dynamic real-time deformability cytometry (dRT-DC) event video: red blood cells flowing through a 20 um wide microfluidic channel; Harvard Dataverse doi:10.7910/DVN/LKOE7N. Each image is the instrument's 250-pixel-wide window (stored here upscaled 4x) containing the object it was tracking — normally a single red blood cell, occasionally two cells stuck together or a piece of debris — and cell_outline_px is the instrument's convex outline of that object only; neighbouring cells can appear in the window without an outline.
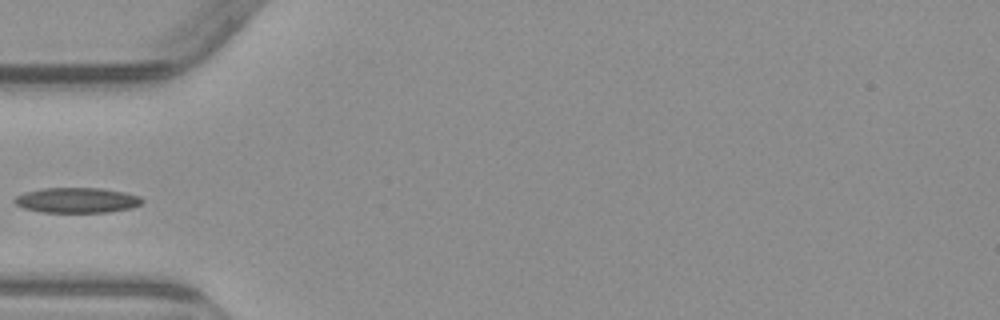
{"species": "common noctule bat (a hibernating species)", "species_latin": "Nyctalus noctula", "temperature_condition": "warm", "stored_images_in_passage": 4, "camera_frame_rate_fps": 3000, "um_per_image_px": 0.085, "animal": {"sex": "male", "body_mass_g": 23.1, "forearm_length_mm": 52.7}, "frame": {"image": 1, "passage_image": 4, "time_ms": 3.667, "image_size_px": [1000, 320], "cell_outline_px": [[144, 200], [140, 204], [132, 208], [108, 212], [40, 212], [24, 208], [16, 204], [12, 200], [16, 196], [24, 192], [44, 188], [100, 188], [124, 192], [140, 196]], "centroid_in_image_um": [6.53, 17.02], "position_along_channel_um": 78.5, "area_um2": 18.79}}